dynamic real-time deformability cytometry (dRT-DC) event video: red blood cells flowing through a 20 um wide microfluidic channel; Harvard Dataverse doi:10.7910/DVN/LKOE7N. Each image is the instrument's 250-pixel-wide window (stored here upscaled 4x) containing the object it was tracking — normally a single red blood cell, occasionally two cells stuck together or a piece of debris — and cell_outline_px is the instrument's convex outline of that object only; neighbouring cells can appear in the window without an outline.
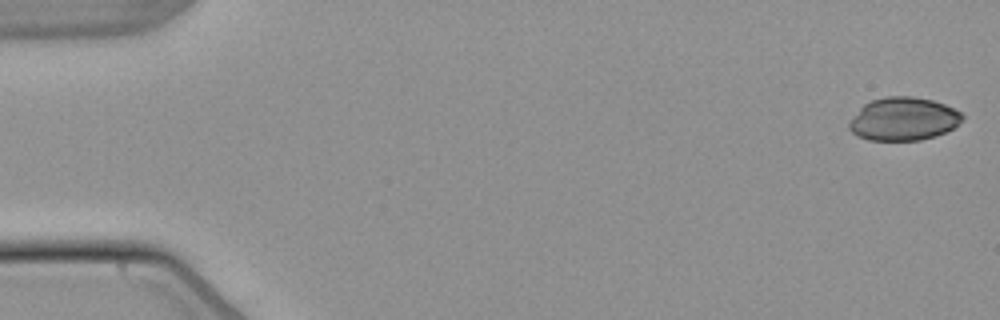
{"species": "common noctule bat (a hibernating species)", "species_latin": "Nyctalus noctula", "temperature_condition": "warm", "stored_images_in_passage": 27, "camera_frame_rate_fps": 3000, "um_per_image_px": 0.085, "animal": {"sex": "male", "body_mass_g": 21.5, "forearm_length_mm": 52.0}, "frame": {"image": 1, "passage_image": 1, "time_ms": 0.0, "image_size_px": [1000, 320], "cell_outline_px": [[964, 116], [952, 128], [936, 136], [920, 140], [868, 140], [856, 136], [848, 128], [848, 124], [860, 108], [864, 104], [872, 100], [888, 96], [912, 96], [932, 100], [944, 104], [960, 112]], "centroid_in_image_um": [76.76, 10.11], "position_along_channel_um": 8.2, "area_um2": 28.21}}
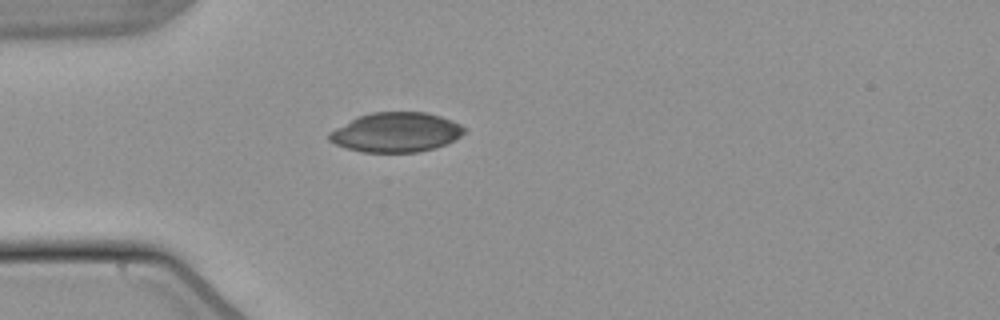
{"frame": {"image": 2, "passage_image": 15, "time_ms": 4.667, "image_size_px": [1000, 320], "cell_outline_px": [[468, 128], [460, 136], [448, 144], [416, 152], [360, 152], [336, 144], [328, 140], [328, 132], [356, 116], [372, 112], [424, 112], [440, 116], [452, 120]], "centroid_in_image_um": [33.65, 11.24], "position_along_channel_um": 51.3, "area_um2": 31.27}}
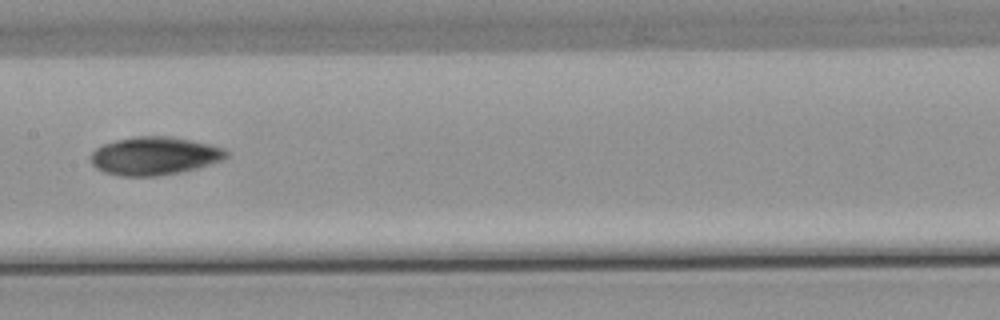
{"frame": {"image": 3, "passage_image": 27, "time_ms": 8.667, "image_size_px": [1000, 320], "cell_outline_px": [[228, 156], [224, 160], [196, 168], [180, 172], [156, 176], [120, 176], [104, 172], [96, 168], [88, 160], [92, 152], [96, 148], [104, 144], [116, 140], [136, 136], [172, 136], [212, 144], [224, 148], [228, 152]], "centroid_in_image_um": [13.13, 13.25], "position_along_channel_um": 194.3, "area_um2": 30.4}}